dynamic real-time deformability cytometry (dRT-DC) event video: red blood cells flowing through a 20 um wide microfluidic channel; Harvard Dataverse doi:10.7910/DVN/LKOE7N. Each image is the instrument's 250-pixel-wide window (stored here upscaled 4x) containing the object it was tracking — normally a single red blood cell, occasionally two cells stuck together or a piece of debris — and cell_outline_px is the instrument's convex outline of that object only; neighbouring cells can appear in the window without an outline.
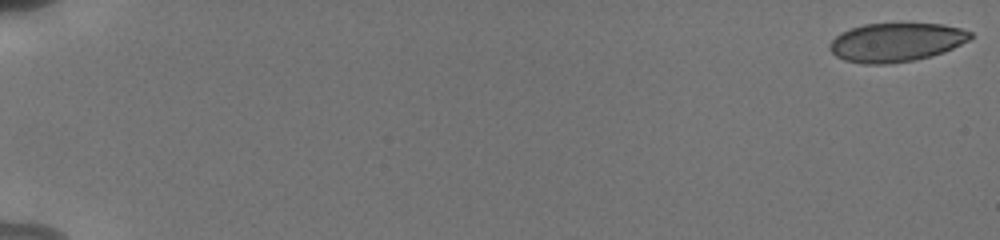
{"species": "human", "species_latin": "Homo sapiens", "temperature_condition": "cold", "stored_images_in_passage": 56, "camera_frame_rate_fps": 3000, "um_per_image_px": 0.085, "donor": {"sex": "male"}, "frame": {"image": 1, "passage_image": 1, "time_ms": 0.0, "image_size_px": [1000, 240], "cell_outline_px": [[972, 36], [968, 40], [944, 52], [912, 60], [884, 64], [864, 64], [844, 60], [836, 56], [828, 48], [828, 44], [840, 32], [864, 24], [944, 24], [960, 28], [972, 32]], "centroid_in_image_um": [76.13, 3.59], "position_along_channel_um": 8.9, "area_um2": 31.5}}
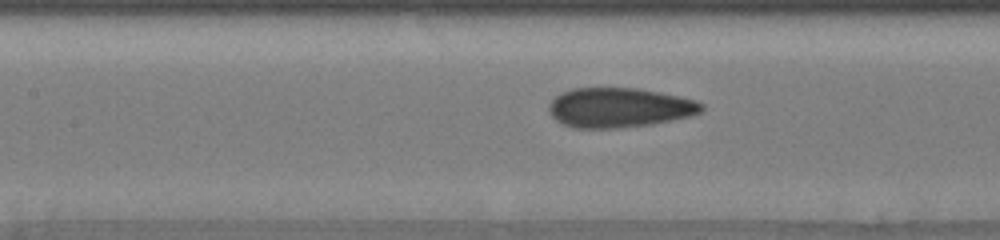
{"frame": {"image": 2, "passage_image": 28, "time_ms": 9.0, "image_size_px": [1000, 240], "cell_outline_px": [[704, 108], [700, 112], [688, 116], [652, 124], [616, 128], [572, 128], [556, 120], [548, 112], [548, 104], [560, 92], [572, 88], [636, 88], [660, 92], [696, 100], [704, 104]], "centroid_in_image_um": [52.6, 9.14], "position_along_channel_um": 154.8, "area_um2": 35.32}}
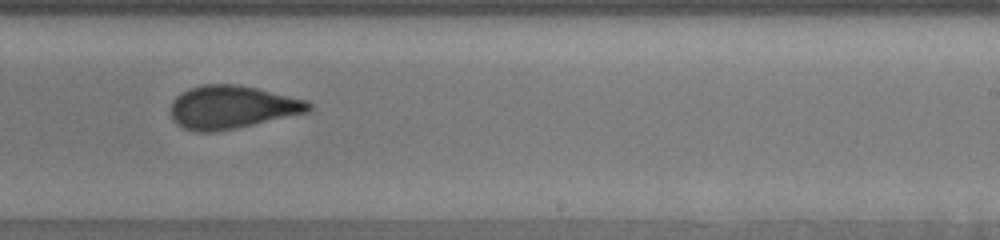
{"frame": {"image": 3, "passage_image": 37, "time_ms": 12.0, "image_size_px": [1000, 240], "cell_outline_px": [[312, 108], [308, 112], [236, 128], [216, 132], [196, 132], [184, 128], [176, 124], [172, 120], [168, 112], [172, 100], [180, 92], [188, 88], [204, 84], [236, 84], [256, 88], [308, 100], [312, 104]], "centroid_in_image_um": [19.66, 9.11], "position_along_channel_um": 269.3, "area_um2": 35.03}, "authors_computed_cell_mechanics": {"area_um2": 34.1887, "velocity_mm_per_s": 3.8359, "shape_relaxation_time_tau1_ms": null, "shape_relaxation_time_tau2_ms": 1.0223, "deformation_change_tau1": null, "deformation_change_tau2": 0.0611}}